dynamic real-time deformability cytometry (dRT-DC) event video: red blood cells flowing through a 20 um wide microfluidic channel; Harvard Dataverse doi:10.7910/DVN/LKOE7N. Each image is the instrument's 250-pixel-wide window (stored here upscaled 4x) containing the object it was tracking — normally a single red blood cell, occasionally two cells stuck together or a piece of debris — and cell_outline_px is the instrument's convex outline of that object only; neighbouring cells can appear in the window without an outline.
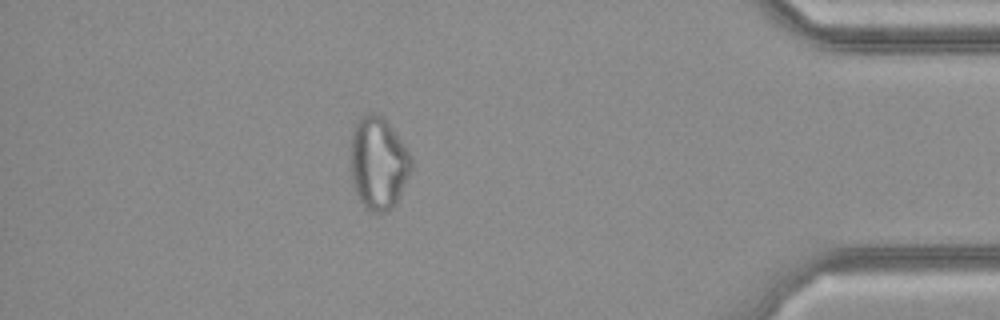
{"species": "common noctule bat (a hibernating species)", "species_latin": "Nyctalus noctula", "temperature_condition": "cold", "stored_images_in_passage": 31, "camera_frame_rate_fps": 3000, "um_per_image_px": 0.085, "animal": {"sex": "female", "body_mass_g": 21.9}, "frame": {"image": 1, "passage_image": 27, "time_ms": 8.667, "image_size_px": [1000, 320], "cell_outline_px": [[412, 168], [396, 204], [388, 212], [372, 212], [360, 200], [352, 184], [352, 132], [360, 116], [364, 112], [376, 112], [384, 116], [404, 144], [412, 156]], "centroid_in_image_um": [32.19, 13.83], "position_along_channel_um": 403.0, "area_um2": 32.77}}